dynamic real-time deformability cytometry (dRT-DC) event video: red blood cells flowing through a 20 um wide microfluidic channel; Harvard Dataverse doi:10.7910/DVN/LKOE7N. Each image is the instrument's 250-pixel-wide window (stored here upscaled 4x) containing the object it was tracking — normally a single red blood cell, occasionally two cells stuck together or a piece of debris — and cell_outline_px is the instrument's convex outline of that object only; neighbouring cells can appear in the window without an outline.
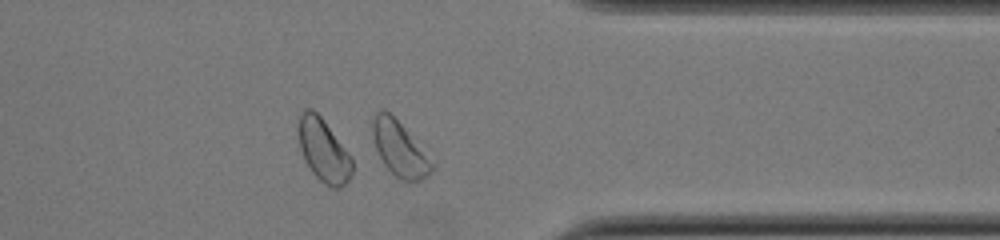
{"species": "common noctule bat (a hibernating species)", "species_latin": "Nyctalus noctula", "temperature_condition": "cold", "stored_images_in_passage": 37, "camera_frame_rate_fps": 3000, "um_per_image_px": 0.085, "animal": {"sex": "female", "body_mass_g": 22.0, "forearm_length_mm": 56.7}, "frame": {"image": 1, "passage_image": 27, "time_ms": 8.667, "image_size_px": [1000, 240], "cell_outline_px": [[436, 164], [432, 172], [428, 176], [420, 180], [400, 180], [384, 164], [376, 148], [372, 136], [372, 120], [376, 112], [384, 108], [404, 128]], "centroid_in_image_um": [33.98, 12.65], "position_along_channel_um": 377.4, "area_um2": 18.67}, "authors_computed_cell_mechanics": {"area_um2": 17.34, "velocity_mm_per_s": 3.8502, "shape_relaxation_time_tau1_ms": 2.164, "shape_relaxation_time_tau2_ms": null, "deformation_change_tau1": 0.0595, "deformation_change_tau2": null}}